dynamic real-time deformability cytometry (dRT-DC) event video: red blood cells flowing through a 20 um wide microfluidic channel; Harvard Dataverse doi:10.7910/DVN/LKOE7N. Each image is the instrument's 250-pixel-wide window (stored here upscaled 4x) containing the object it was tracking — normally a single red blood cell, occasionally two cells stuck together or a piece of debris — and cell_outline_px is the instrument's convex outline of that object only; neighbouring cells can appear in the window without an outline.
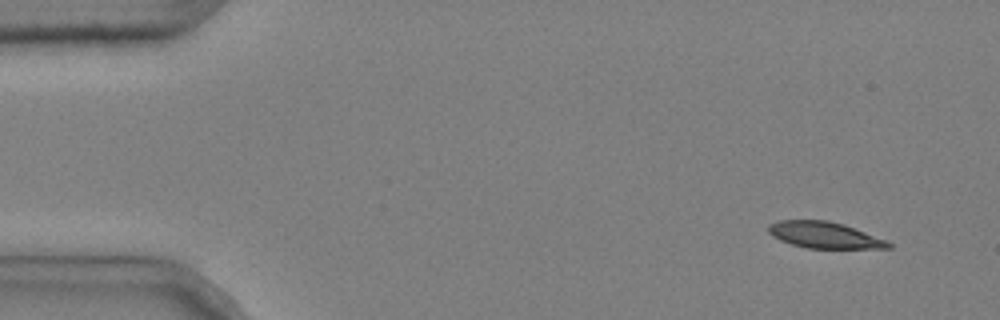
{"species": "common noctule bat (a hibernating species)", "species_latin": "Nyctalus noctula", "temperature_condition": "cold", "stored_images_in_passage": 49, "camera_frame_rate_fps": 3000, "um_per_image_px": 0.085, "animal": {"sex": "male", "body_mass_g": 20.4}, "frame": {"image": 1, "passage_image": 1, "time_ms": 0.0, "image_size_px": [1000, 320], "cell_outline_px": [[892, 248], [808, 248], [792, 244], [780, 240], [772, 236], [768, 232], [768, 224], [780, 220], [828, 220], [844, 224], [888, 240], [892, 244]], "centroid_in_image_um": [70.09, 19.97], "position_along_channel_um": 14.9, "area_um2": 18.5}}
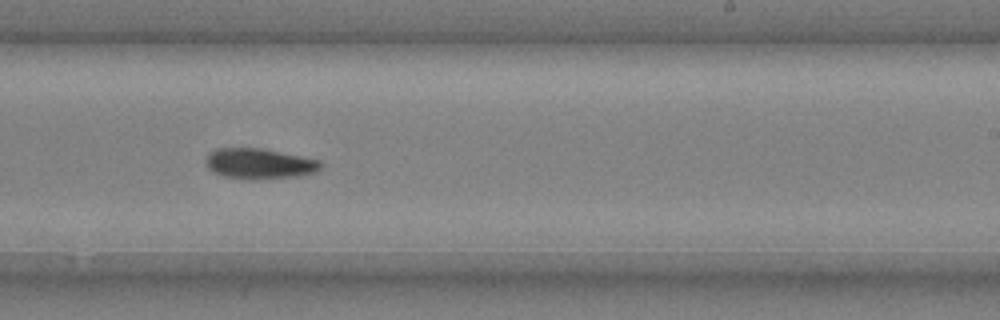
{"frame": {"image": 2, "passage_image": 30, "time_ms": 9.667, "image_size_px": [1000, 320], "cell_outline_px": [[324, 164], [316, 172], [300, 176], [252, 180], [248, 180], [224, 176], [212, 172], [208, 168], [204, 160], [208, 152], [216, 148], [260, 148], [320, 160]], "centroid_in_image_um": [22.01, 13.92], "position_along_channel_um": 267.0, "area_um2": 20.69}}
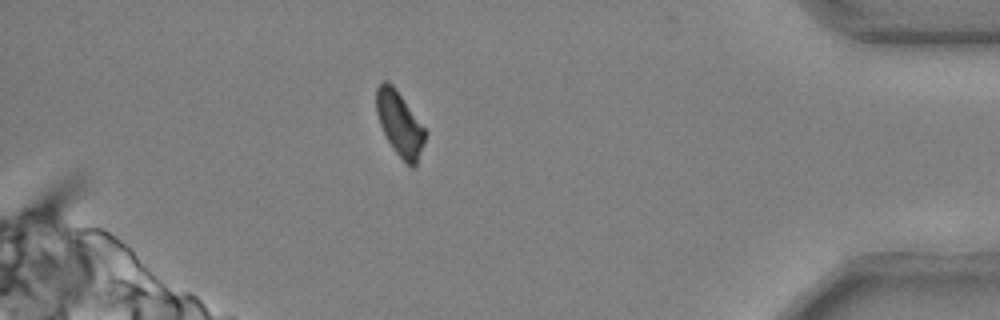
{"frame": {"image": 3, "passage_image": 44, "time_ms": 14.333, "image_size_px": [1000, 320], "cell_outline_px": [[428, 132], [416, 168], [412, 168], [404, 164], [392, 148], [380, 124], [376, 112], [376, 88], [384, 80], [388, 80], [392, 84]], "centroid_in_image_um": [34.0, 10.58], "position_along_channel_um": 401.2, "area_um2": 18.55}, "authors_computed_cell_mechanics": {"area_um2": 19.5942, "velocity_mm_per_s": 3.6805, "shape_relaxation_time_tau1_ms": 4.9683, "shape_relaxation_time_tau2_ms": 8.0133, "deformation_change_tau1": 0.1311, "deformation_change_tau2": 0.1105}}